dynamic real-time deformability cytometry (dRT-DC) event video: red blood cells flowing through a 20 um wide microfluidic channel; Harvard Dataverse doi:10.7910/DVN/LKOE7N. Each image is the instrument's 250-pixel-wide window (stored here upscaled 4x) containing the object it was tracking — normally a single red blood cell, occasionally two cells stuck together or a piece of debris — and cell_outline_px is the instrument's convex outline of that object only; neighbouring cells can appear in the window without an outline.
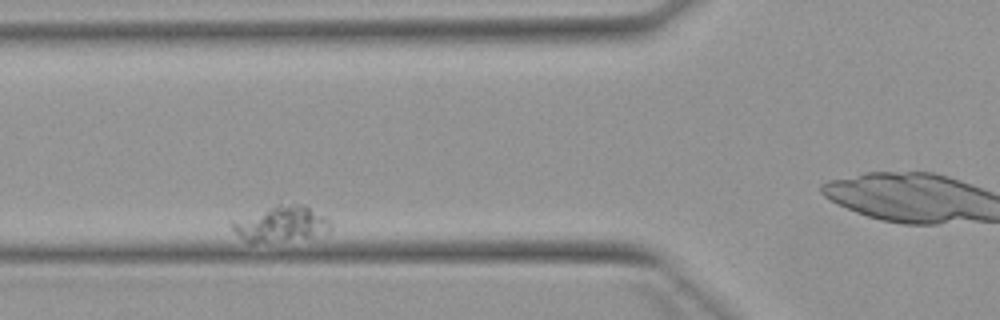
{"species": "Egyptian fruit bat (a non-hibernating species)", "species_latin": "Rousettus aegyptiacus", "temperature_condition": "warm", "stored_images_in_passage": 8, "camera_frame_rate_fps": 3000, "um_per_image_px": 0.085, "animal": {"sex": "female"}, "frame": {"image": 1, "passage_image": 3, "time_ms": 2.333, "image_size_px": [1000, 320], "cell_outline_px": [[332, 228], [324, 236], [252, 244], [248, 244], [232, 228], [232, 220], [276, 204], [304, 204], [328, 216], [332, 220]], "centroid_in_image_um": [23.98, 19.04], "position_along_channel_um": 101.8, "area_um2": 21.21}}
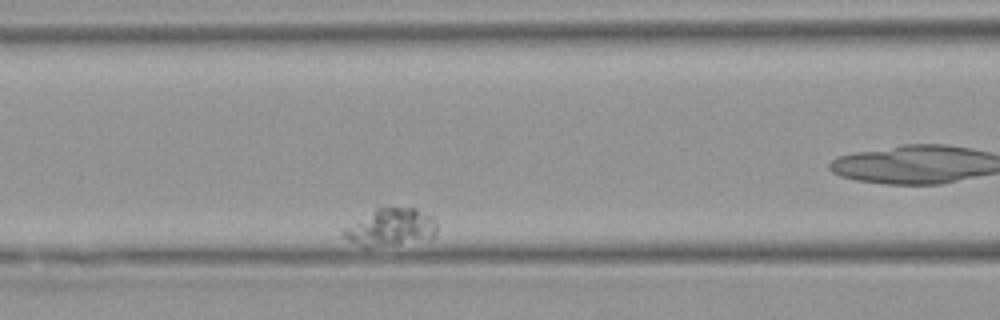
{"frame": {"image": 2, "passage_image": 4, "time_ms": 3.667, "image_size_px": [1000, 320], "cell_outline_px": [[436, 232], [432, 240], [368, 248], [364, 248], [348, 240], [340, 232], [344, 228], [376, 208], [416, 208], [432, 216], [436, 220]], "centroid_in_image_um": [33.24, 19.36], "position_along_channel_um": 133.4, "area_um2": 20.69}}